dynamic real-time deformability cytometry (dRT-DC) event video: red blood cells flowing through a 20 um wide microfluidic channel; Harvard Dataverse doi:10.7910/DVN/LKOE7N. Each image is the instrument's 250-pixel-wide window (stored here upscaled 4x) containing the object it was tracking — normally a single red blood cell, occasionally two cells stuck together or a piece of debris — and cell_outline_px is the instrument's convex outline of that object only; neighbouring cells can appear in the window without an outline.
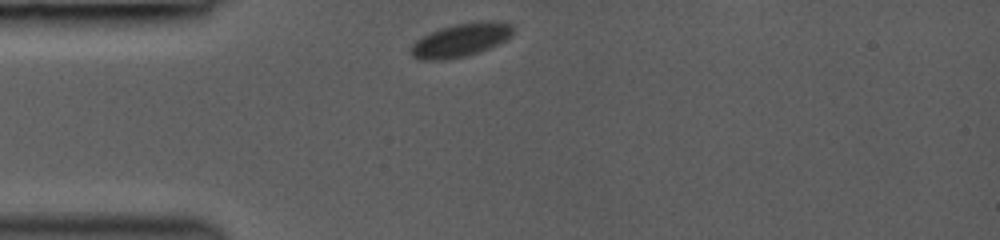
{"species": "common noctule bat (a hibernating species)", "species_latin": "Nyctalus noctula", "temperature_condition": "room temperature", "stored_images_in_passage": 28, "camera_frame_rate_fps": 3000, "um_per_image_px": 0.085, "animal": {"sex": "female", "body_mass_g": 19.0, "forearm_length_mm": 53.3}, "frame": {"image": 1, "passage_image": 1, "time_ms": 0.0, "image_size_px": [1000, 240], "cell_outline_px": [[512, 36], [500, 44], [464, 56], [444, 60], [420, 60], [412, 56], [408, 52], [408, 48], [416, 40], [440, 28], [456, 24], [476, 20], [492, 20], [512, 24]], "centroid_in_image_um": [39.15, 3.4], "position_along_channel_um": 45.9, "area_um2": 20.06}}
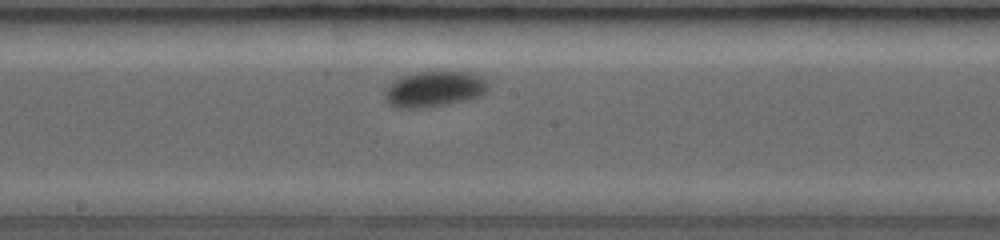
{"frame": {"image": 2, "passage_image": 11, "time_ms": 4.667, "image_size_px": [1000, 240], "cell_outline_px": [[488, 88], [480, 96], [468, 100], [448, 104], [424, 108], [396, 108], [388, 104], [384, 100], [384, 92], [392, 80], [416, 72], [472, 72], [480, 76], [488, 84]], "centroid_in_image_um": [36.87, 7.59], "position_along_channel_um": 211.3, "area_um2": 21.68}}
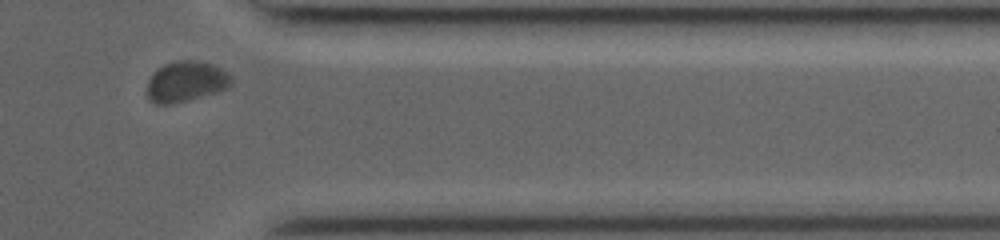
{"frame": {"image": 3, "passage_image": 23, "time_ms": 9.333, "image_size_px": [1000, 240], "cell_outline_px": [[232, 84], [216, 92], [172, 104], [156, 104], [148, 100], [148, 80], [152, 72], [156, 68], [164, 64], [176, 60], [196, 60], [212, 64], [228, 72], [232, 76]], "centroid_in_image_um": [15.78, 6.91], "position_along_channel_um": 395.6, "area_um2": 20.0}}